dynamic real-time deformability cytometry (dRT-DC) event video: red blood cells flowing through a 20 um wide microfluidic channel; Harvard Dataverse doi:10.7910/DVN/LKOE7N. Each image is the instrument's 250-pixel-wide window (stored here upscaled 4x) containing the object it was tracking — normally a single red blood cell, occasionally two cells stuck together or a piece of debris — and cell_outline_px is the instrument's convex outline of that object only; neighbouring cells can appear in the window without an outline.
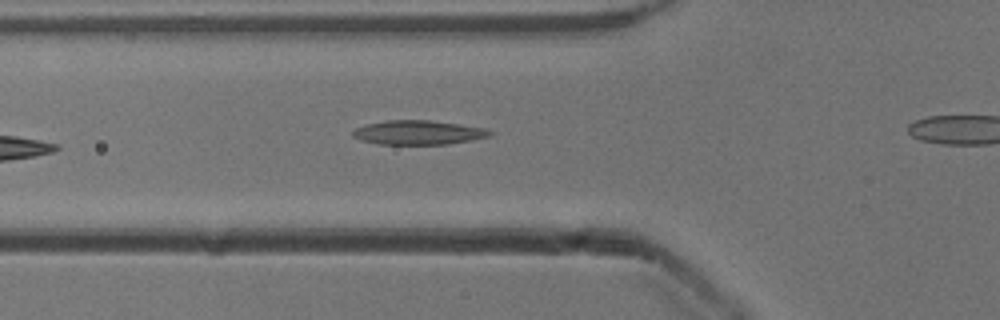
{"species": "common noctule bat (a hibernating species)", "species_latin": "Nyctalus noctula", "temperature_condition": "cold", "stored_images_in_passage": 22, "camera_frame_rate_fps": 3000, "um_per_image_px": 0.085, "animal": {"sex": "male", "body_mass_g": 13.3}, "frame": {"image": 1, "passage_image": 3, "time_ms": 0.667, "image_size_px": [1000, 320], "cell_outline_px": [[496, 132], [488, 136], [472, 140], [448, 144], [380, 144], [360, 140], [352, 136], [352, 132], [356, 128], [368, 124], [388, 120], [428, 120], [460, 124], [484, 128]], "centroid_in_image_um": [35.57, 11.26], "position_along_channel_um": 90.2, "area_um2": 19.25}}
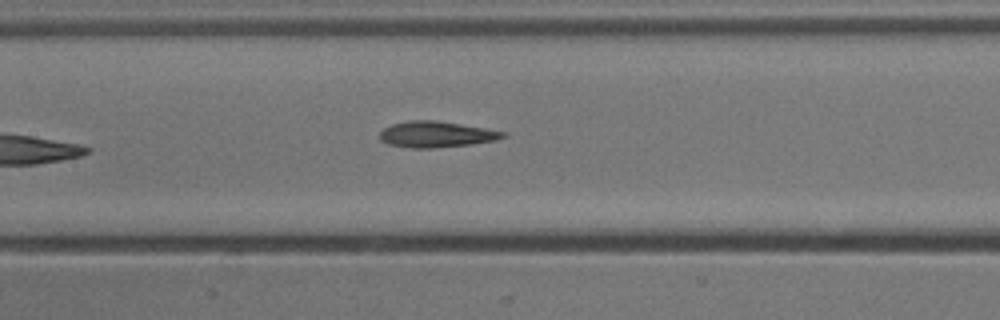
{"frame": {"image": 2, "passage_image": 9, "time_ms": 2.667, "image_size_px": [1000, 320], "cell_outline_px": [[508, 136], [496, 140], [472, 144], [432, 148], [412, 148], [388, 144], [380, 140], [380, 132], [384, 128], [392, 124], [408, 120], [436, 120], [508, 132]], "centroid_in_image_um": [37.1, 11.42], "position_along_channel_um": 170.3, "area_um2": 18.73}}
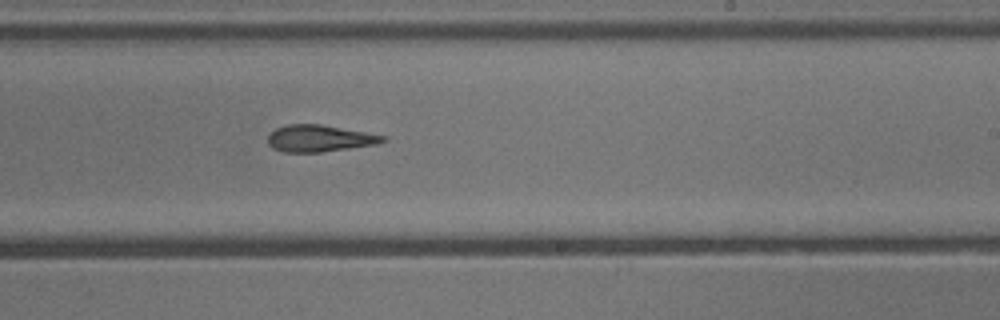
{"frame": {"image": 3, "passage_image": 16, "time_ms": 5.0, "image_size_px": [1000, 320], "cell_outline_px": [[388, 140], [376, 144], [320, 152], [284, 152], [272, 148], [268, 144], [268, 136], [276, 128], [288, 124], [320, 124], [364, 132], [384, 136]], "centroid_in_image_um": [27.12, 11.76], "position_along_channel_um": 261.9, "area_um2": 17.69}}